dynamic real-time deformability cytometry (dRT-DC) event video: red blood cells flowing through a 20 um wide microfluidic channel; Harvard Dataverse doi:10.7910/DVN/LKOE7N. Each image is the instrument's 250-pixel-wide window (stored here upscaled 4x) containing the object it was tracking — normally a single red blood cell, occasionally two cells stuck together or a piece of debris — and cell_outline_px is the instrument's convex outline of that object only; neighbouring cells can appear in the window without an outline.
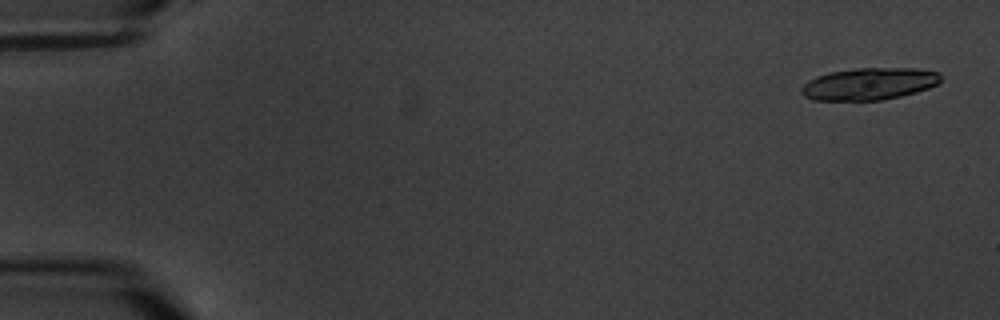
{"species": "common noctule bat (a hibernating species)", "species_latin": "Nyctalus noctula", "temperature_condition": "warm", "stored_images_in_passage": 6, "camera_frame_rate_fps": 3000, "um_per_image_px": 0.085, "animal": {"sex": "male", "body_mass_g": 20.1, "forearm_length_mm": 53.5}, "frame": {"image": 1, "passage_image": 1, "time_ms": 0.0, "image_size_px": [1000, 320], "cell_outline_px": [[940, 80], [936, 84], [928, 88], [916, 92], [900, 96], [880, 100], [812, 100], [804, 96], [800, 92], [800, 88], [808, 80], [816, 76], [828, 72], [860, 68], [916, 68], [940, 72]], "centroid_in_image_um": [73.84, 7.12], "position_along_channel_um": 11.2, "area_um2": 26.07}}